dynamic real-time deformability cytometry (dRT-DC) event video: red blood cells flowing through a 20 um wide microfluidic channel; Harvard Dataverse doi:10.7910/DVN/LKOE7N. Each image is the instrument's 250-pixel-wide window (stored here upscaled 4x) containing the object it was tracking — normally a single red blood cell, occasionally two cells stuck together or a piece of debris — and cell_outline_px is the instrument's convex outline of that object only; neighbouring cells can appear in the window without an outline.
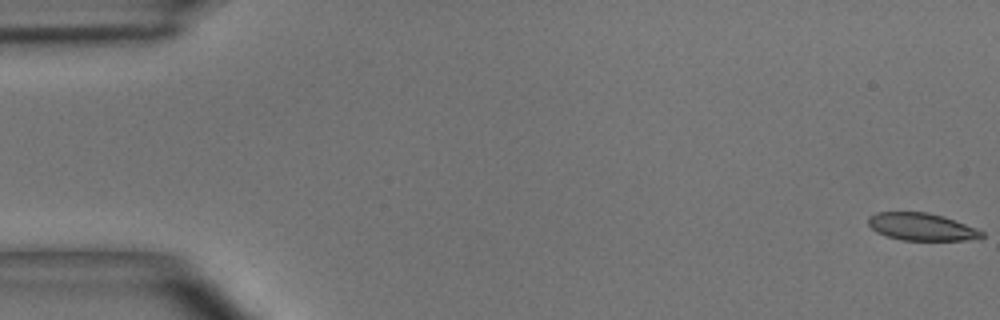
{"species": "common noctule bat (a hibernating species)", "species_latin": "Nyctalus noctula", "temperature_condition": "room temperature", "stored_images_in_passage": 49, "camera_frame_rate_fps": 3000, "um_per_image_px": 0.085, "animal": {"sex": "male", "body_mass_g": 15.6}, "frame": {"image": 1, "passage_image": 1, "time_ms": 0.0, "image_size_px": [1000, 320], "cell_outline_px": [[984, 236], [964, 240], [904, 240], [888, 236], [876, 232], [868, 224], [868, 216], [876, 212], [928, 212], [944, 216], [976, 228], [984, 232]], "centroid_in_image_um": [78.31, 19.26], "position_along_channel_um": 6.7, "area_um2": 18.03}}
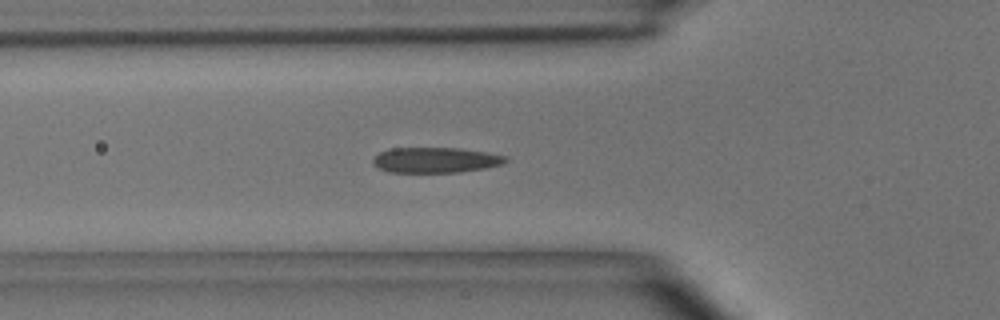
{"frame": {"image": 2, "passage_image": 18, "time_ms": 5.667, "image_size_px": [1000, 320], "cell_outline_px": [[508, 160], [504, 164], [484, 168], [460, 172], [388, 172], [372, 164], [372, 160], [380, 152], [392, 148], [460, 148], [488, 152], [508, 156]], "centroid_in_image_um": [37.06, 13.6], "position_along_channel_um": 88.7, "area_um2": 19.71}}
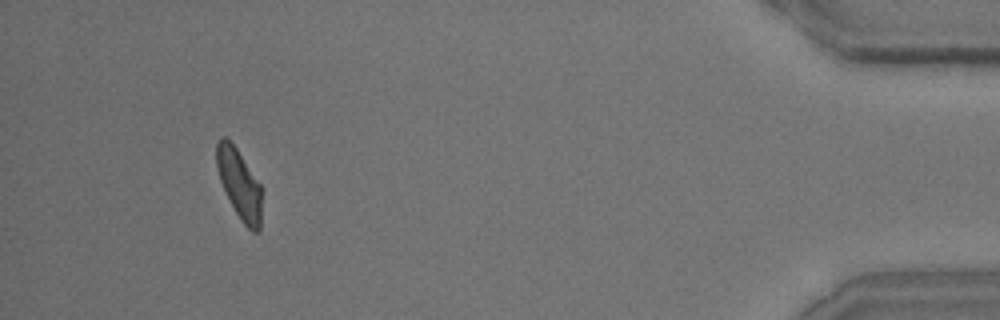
{"frame": {"image": 3, "passage_image": 48, "time_ms": 15.667, "image_size_px": [1000, 320], "cell_outline_px": [[264, 188], [260, 228], [256, 232], [252, 232], [240, 220], [220, 180], [216, 168], [216, 144], [220, 136], [224, 136], [236, 148]], "centroid_in_image_um": [20.39, 15.65], "position_along_channel_um": 414.8, "area_um2": 18.61}}